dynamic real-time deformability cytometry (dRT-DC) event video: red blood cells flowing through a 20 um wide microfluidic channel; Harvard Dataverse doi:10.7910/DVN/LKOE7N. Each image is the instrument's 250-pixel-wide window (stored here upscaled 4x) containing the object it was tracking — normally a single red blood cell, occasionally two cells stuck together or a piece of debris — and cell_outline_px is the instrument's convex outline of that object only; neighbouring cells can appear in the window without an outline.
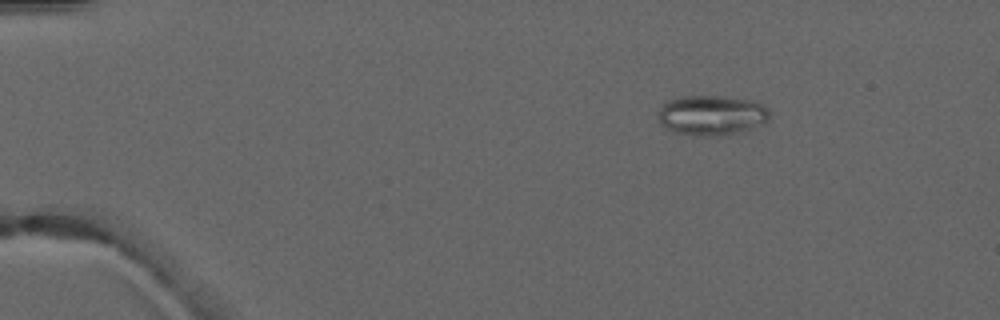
{"species": "common noctule bat (a hibernating species)", "species_latin": "Nyctalus noctula", "temperature_condition": "warm", "stored_images_in_passage": 5, "camera_frame_rate_fps": 3000, "um_per_image_px": 0.085, "animal": {"sex": "male", "forearm_length_mm": 52.5}, "frame": {"image": 1, "passage_image": 3, "time_ms": 2.333, "image_size_px": [1000, 320], "cell_outline_px": [[768, 120], [764, 124], [728, 136], [692, 136], [676, 132], [660, 124], [656, 116], [656, 112], [668, 100], [680, 96], [724, 96], [752, 100], [764, 104], [768, 108]], "centroid_in_image_um": [60.48, 9.8], "position_along_channel_um": 24.5, "area_um2": 26.53}}